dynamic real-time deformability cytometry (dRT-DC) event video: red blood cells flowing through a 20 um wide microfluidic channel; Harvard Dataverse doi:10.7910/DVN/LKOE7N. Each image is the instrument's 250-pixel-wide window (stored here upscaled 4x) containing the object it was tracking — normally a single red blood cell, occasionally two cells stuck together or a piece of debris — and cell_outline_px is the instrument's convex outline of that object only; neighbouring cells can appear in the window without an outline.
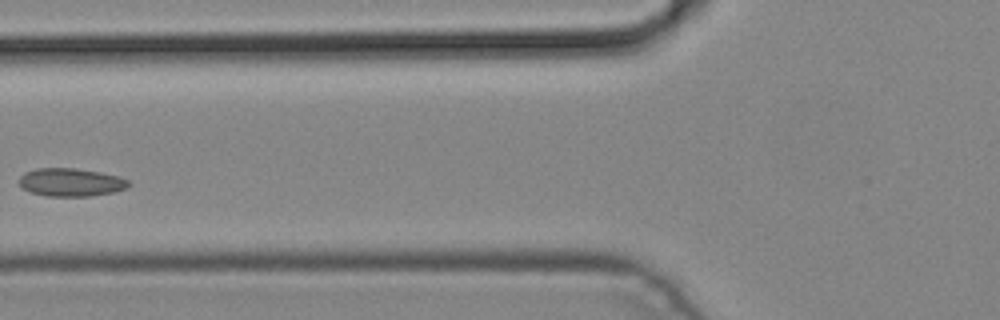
{"species": "common noctule bat (a hibernating species)", "species_latin": "Nyctalus noctula", "temperature_condition": "cold", "stored_images_in_passage": 4, "camera_frame_rate_fps": 3000, "um_per_image_px": 0.085, "animal": {"sex": "male", "body_mass_g": 19.2, "forearm_length_mm": 51.8}, "frame": {"image": 1, "passage_image": 4, "time_ms": 1.0, "image_size_px": [1000, 320], "cell_outline_px": [[132, 184], [128, 188], [112, 192], [88, 196], [44, 196], [32, 192], [24, 188], [20, 184], [20, 176], [24, 172], [36, 168], [76, 168], [100, 172], [120, 176], [128, 180]], "centroid_in_image_um": [6.06, 15.48], "position_along_channel_um": 119.7, "area_um2": 17.98}}